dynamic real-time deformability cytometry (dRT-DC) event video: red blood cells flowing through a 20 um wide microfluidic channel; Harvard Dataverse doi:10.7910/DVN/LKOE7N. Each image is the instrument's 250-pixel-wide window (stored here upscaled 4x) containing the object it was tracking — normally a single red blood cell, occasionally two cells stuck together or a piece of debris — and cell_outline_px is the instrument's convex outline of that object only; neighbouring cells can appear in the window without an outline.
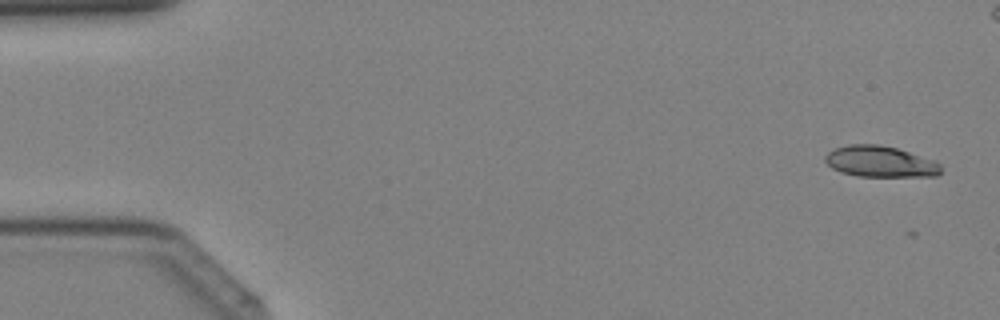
{"species": "Egyptian fruit bat (a non-hibernating species)", "species_latin": "Rousettus aegyptiacus", "temperature_condition": "cold", "stored_images_in_passage": 7, "camera_frame_rate_fps": 3000, "um_per_image_px": 0.085, "animal": {"sex": "female"}, "frame": {"image": 1, "passage_image": 2, "time_ms": 0.333, "image_size_px": [1000, 320], "cell_outline_px": [[940, 172], [936, 176], [856, 176], [840, 172], [832, 168], [824, 160], [824, 156], [828, 152], [836, 148], [848, 144], [880, 144], [896, 148], [936, 160], [940, 164]], "centroid_in_image_um": [74.8, 13.73], "position_along_channel_um": 10.2, "area_um2": 21.04}}